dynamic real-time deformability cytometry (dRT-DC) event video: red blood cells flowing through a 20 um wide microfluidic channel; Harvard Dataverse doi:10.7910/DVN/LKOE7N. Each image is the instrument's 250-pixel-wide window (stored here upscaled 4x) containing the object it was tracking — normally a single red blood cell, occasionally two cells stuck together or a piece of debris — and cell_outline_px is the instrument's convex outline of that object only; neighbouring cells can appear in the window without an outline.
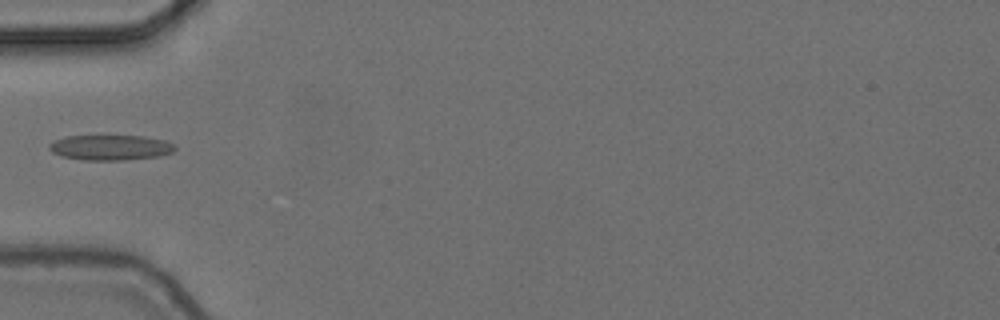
{"species": "common noctule bat (a hibernating species)", "species_latin": "Nyctalus noctula", "temperature_condition": "cold", "stored_images_in_passage": 6, "camera_frame_rate_fps": 3000, "um_per_image_px": 0.085, "animal": {"sex": "female", "body_mass_g": 24.6, "forearm_length_mm": 56.2}, "frame": {"image": 1, "passage_image": 6, "time_ms": 1.667, "image_size_px": [1000, 320], "cell_outline_px": [[176, 148], [172, 152], [160, 156], [124, 160], [80, 160], [60, 156], [52, 152], [48, 148], [48, 144], [56, 140], [68, 136], [144, 136], [164, 140], [176, 144]], "centroid_in_image_um": [9.39, 12.54], "position_along_channel_um": 75.6, "area_um2": 18.61}}